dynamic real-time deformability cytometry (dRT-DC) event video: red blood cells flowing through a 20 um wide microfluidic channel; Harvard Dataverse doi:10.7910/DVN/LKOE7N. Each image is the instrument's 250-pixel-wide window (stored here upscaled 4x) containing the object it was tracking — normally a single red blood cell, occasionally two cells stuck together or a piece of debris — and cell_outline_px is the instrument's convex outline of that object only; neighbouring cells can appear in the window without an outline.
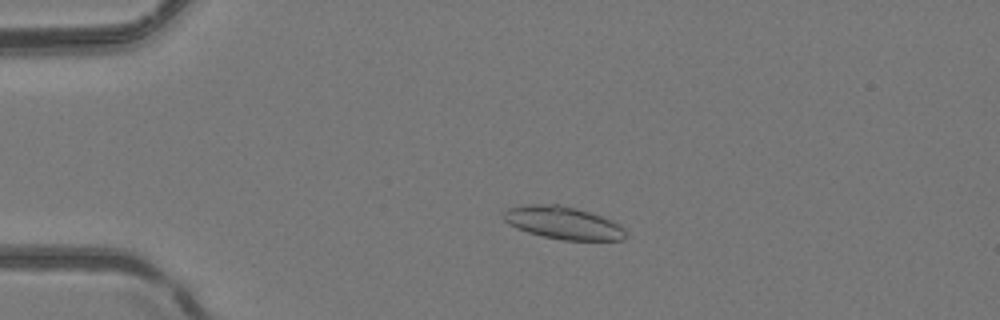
{"species": "common noctule bat (a hibernating species)", "species_latin": "Nyctalus noctula", "temperature_condition": "room temperature", "stored_images_in_passage": 50, "camera_frame_rate_fps": 3000, "um_per_image_px": 0.085, "animal": {"sex": "female", "body_mass_g": 24.6, "forearm_length_mm": 56.2}, "frame": {"image": 1, "passage_image": 11, "time_ms": 3.333, "image_size_px": [1000, 320], "cell_outline_px": [[628, 236], [624, 240], [564, 240], [544, 236], [528, 232], [516, 228], [508, 224], [500, 216], [508, 208], [524, 204], [556, 204], [576, 208], [600, 216], [620, 224], [624, 228]], "centroid_in_image_um": [47.85, 18.94], "position_along_channel_um": 37.1, "area_um2": 23.29}}
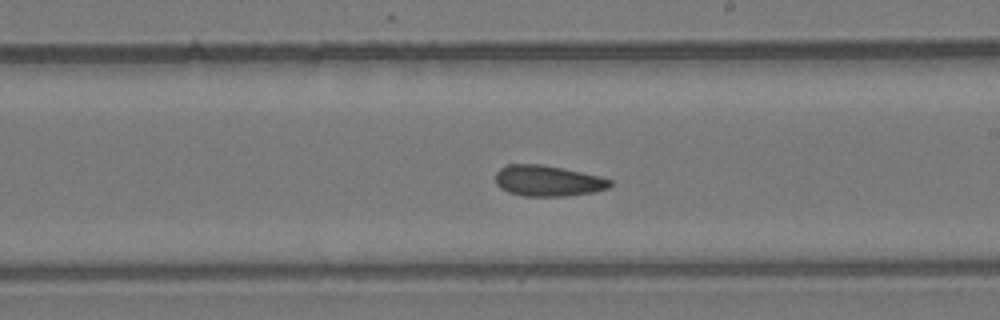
{"frame": {"image": 2, "passage_image": 29, "time_ms": 9.333, "image_size_px": [1000, 320], "cell_outline_px": [[612, 184], [608, 188], [592, 192], [568, 196], [524, 196], [508, 192], [500, 188], [496, 184], [496, 172], [500, 168], [508, 164], [540, 164], [600, 176], [612, 180]], "centroid_in_image_um": [46.55, 15.37], "position_along_channel_um": 242.5, "area_um2": 20.52}}
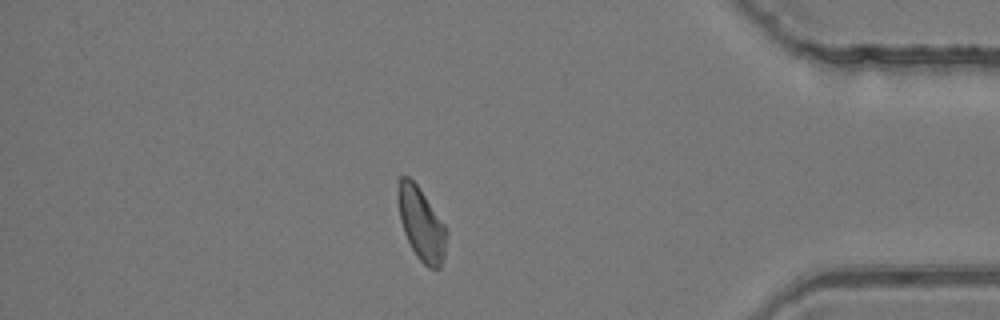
{"frame": {"image": 3, "passage_image": 43, "time_ms": 14.0, "image_size_px": [1000, 320], "cell_outline_px": [[448, 232], [444, 256], [440, 268], [428, 268], [416, 256], [404, 232], [400, 220], [396, 200], [396, 196], [400, 176], [408, 176], [416, 184], [444, 224]], "centroid_in_image_um": [35.79, 19.04], "position_along_channel_um": 399.4, "area_um2": 20.52}, "authors_computed_cell_mechanics": {"area_um2": 21.0392, "velocity_mm_per_s": 4.1295, "shape_relaxation_time_tau1_ms": null, "shape_relaxation_time_tau2_ms": 2.6701, "deformation_change_tau1": null, "deformation_change_tau2": 0.091}}